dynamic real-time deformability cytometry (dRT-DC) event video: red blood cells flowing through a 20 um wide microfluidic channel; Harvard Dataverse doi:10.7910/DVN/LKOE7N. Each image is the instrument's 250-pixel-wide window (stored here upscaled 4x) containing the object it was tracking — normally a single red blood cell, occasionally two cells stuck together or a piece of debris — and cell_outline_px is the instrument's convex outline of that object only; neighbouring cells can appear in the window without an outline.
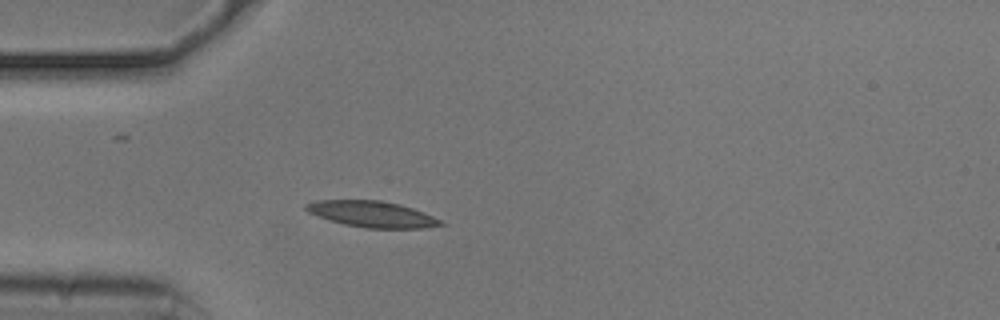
{"species": "common noctule bat (a hibernating species)", "species_latin": "Nyctalus noctula", "temperature_condition": "cold", "stored_images_in_passage": 32, "camera_frame_rate_fps": 3000, "um_per_image_px": 0.085, "animal": {"sex": "male", "body_mass_g": 20.5, "forearm_length_mm": 52.5}, "frame": {"image": 1, "passage_image": 1, "time_ms": 0.0, "image_size_px": [1000, 320], "cell_outline_px": [[444, 224], [424, 228], [364, 228], [344, 224], [308, 212], [304, 208], [304, 204], [316, 200], [380, 200], [400, 204], [424, 212], [440, 220]], "centroid_in_image_um": [31.61, 18.19], "position_along_channel_um": 53.4, "area_um2": 20.29}}
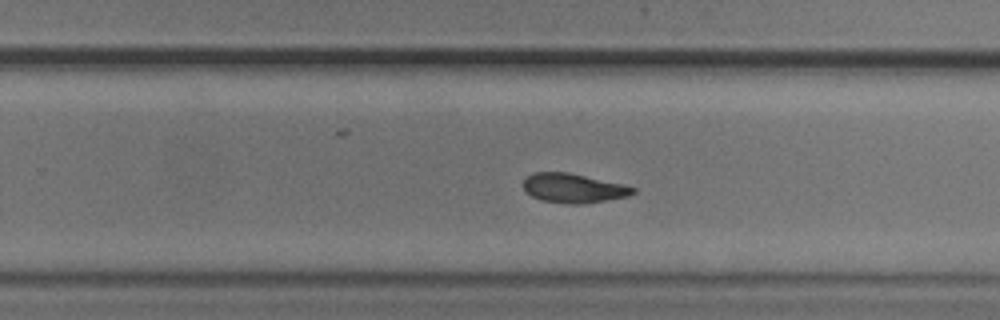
{"frame": {"image": 2, "passage_image": 20, "time_ms": 6.333, "image_size_px": [1000, 320], "cell_outline_px": [[636, 192], [628, 196], [580, 204], [564, 204], [540, 200], [524, 192], [524, 180], [532, 172], [568, 172], [624, 184], [636, 188]], "centroid_in_image_um": [48.72, 15.99], "position_along_channel_um": 281.1, "area_um2": 18.79}}
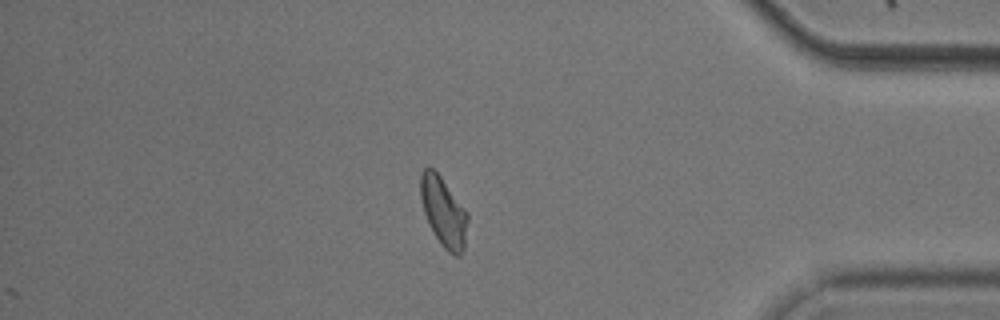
{"frame": {"image": 3, "passage_image": 32, "time_ms": 10.333, "image_size_px": [1000, 320], "cell_outline_px": [[468, 220], [464, 248], [460, 256], [456, 256], [448, 252], [440, 244], [432, 232], [428, 224], [424, 212], [420, 196], [420, 176], [424, 168], [432, 168], [440, 176], [468, 212]], "centroid_in_image_um": [37.7, 18.04], "position_along_channel_um": 397.5, "area_um2": 19.13}, "authors_computed_cell_mechanics": {"area_um2": 18.9873, "velocity_mm_per_s": 3.7101, "shape_relaxation_time_tau1_ms": 3.9607, "shape_relaxation_time_tau2_ms": 6.3474, "deformation_change_tau1": 0.1235, "deformation_change_tau2": 0.1219}}